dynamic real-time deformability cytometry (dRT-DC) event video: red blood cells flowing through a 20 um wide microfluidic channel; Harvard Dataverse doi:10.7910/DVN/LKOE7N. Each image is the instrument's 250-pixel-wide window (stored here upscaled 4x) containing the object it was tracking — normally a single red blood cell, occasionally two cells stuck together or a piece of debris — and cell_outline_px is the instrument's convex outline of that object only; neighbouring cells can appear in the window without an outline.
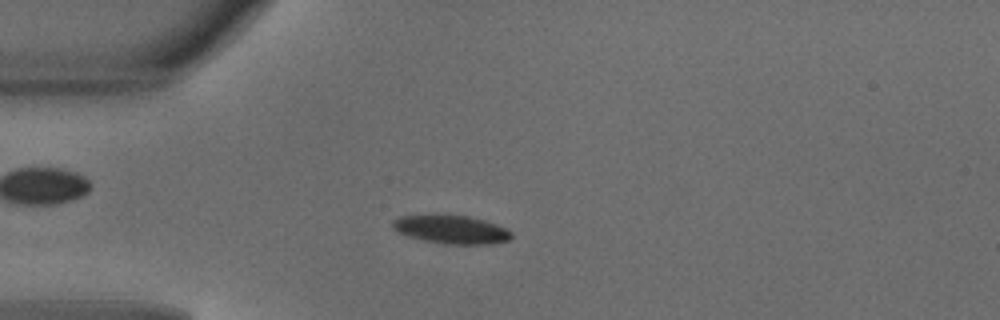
{"species": "common noctule bat (a hibernating species)", "species_latin": "Nyctalus noctula", "temperature_condition": "warm", "stored_images_in_passage": 49, "camera_frame_rate_fps": 3000, "um_per_image_px": 0.085, "animal": {"sex": "male", "body_mass_g": 18.8}, "frame": {"image": 1, "passage_image": 13, "time_ms": 4.0, "image_size_px": [1000, 320], "cell_outline_px": [[512, 236], [508, 240], [488, 244], [444, 244], [424, 240], [408, 236], [392, 228], [392, 220], [400, 216], [468, 216], [484, 220], [496, 224], [512, 232]], "centroid_in_image_um": [38.37, 19.52], "position_along_channel_um": 46.6, "area_um2": 19.19}}
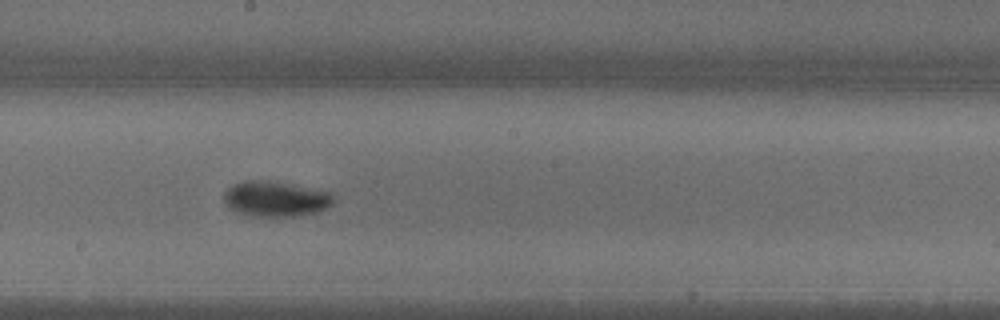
{"frame": {"image": 2, "passage_image": 27, "time_ms": 8.667, "image_size_px": [1000, 320], "cell_outline_px": [[332, 204], [328, 208], [316, 212], [300, 216], [252, 216], [236, 212], [224, 200], [224, 192], [232, 184], [244, 180], [256, 180], [288, 184], [328, 192], [332, 196]], "centroid_in_image_um": [23.39, 16.92], "position_along_channel_um": 224.8, "area_um2": 22.14}}
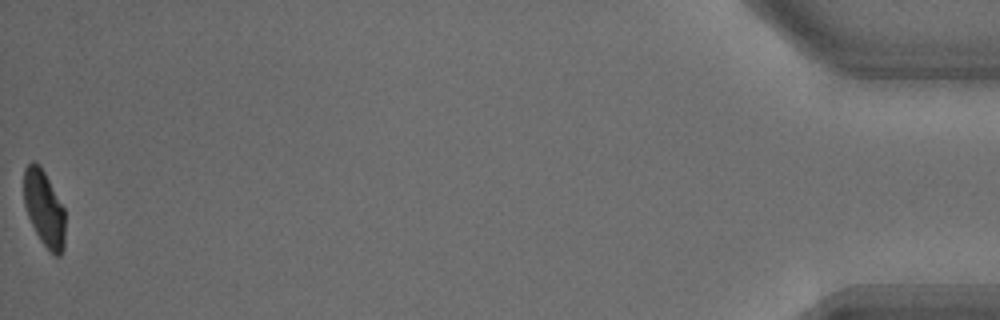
{"frame": {"image": 3, "passage_image": 49, "time_ms": 16.0, "image_size_px": [1000, 320], "cell_outline_px": [[64, 248], [60, 256], [56, 256], [40, 240], [28, 216], [24, 204], [24, 168], [32, 160], [36, 160], [40, 164], [64, 208]], "centroid_in_image_um": [3.74, 17.67], "position_along_channel_um": 431.5, "area_um2": 18.15}, "authors_computed_cell_mechanics": {"area_um2": 19.8254, "velocity_mm_per_s": 4.1469, "shape_relaxation_time_tau1_ms": 2.2228, "shape_relaxation_time_tau2_ms": null, "deformation_change_tau1": 0.1329, "deformation_change_tau2": null}}